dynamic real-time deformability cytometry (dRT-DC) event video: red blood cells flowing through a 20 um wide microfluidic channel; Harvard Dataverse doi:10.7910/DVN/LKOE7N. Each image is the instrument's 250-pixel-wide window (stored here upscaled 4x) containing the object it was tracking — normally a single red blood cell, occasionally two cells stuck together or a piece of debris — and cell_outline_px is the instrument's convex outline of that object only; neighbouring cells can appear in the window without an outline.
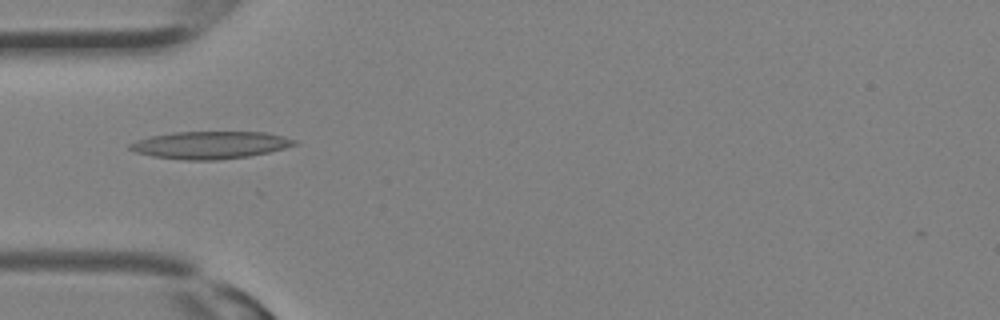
{"species": "Egyptian fruit bat (a non-hibernating species)", "species_latin": "Rousettus aegyptiacus", "temperature_condition": "room temperature", "stored_images_in_passage": 13, "camera_frame_rate_fps": 3000, "um_per_image_px": 0.085, "animal": {"sex": "female"}, "frame": {"image": 1, "passage_image": 4, "time_ms": 1.0, "image_size_px": [1000, 320], "cell_outline_px": [[300, 144], [268, 152], [248, 156], [216, 160], [184, 160], [152, 156], [136, 152], [128, 148], [128, 144], [136, 140], [152, 136], [172, 132], [268, 132], [284, 136], [296, 140]], "centroid_in_image_um": [17.88, 12.32], "position_along_channel_um": 67.1, "area_um2": 26.36}}
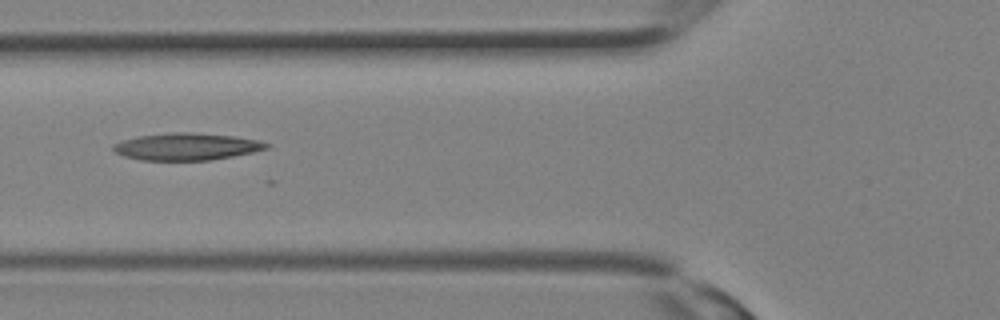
{"frame": {"image": 2, "passage_image": 6, "time_ms": 1.667, "image_size_px": [1000, 320], "cell_outline_px": [[272, 144], [268, 148], [252, 152], [212, 160], [140, 160], [124, 156], [116, 152], [112, 148], [112, 144], [136, 136], [172, 132], [188, 132], [236, 136], [260, 140]], "centroid_in_image_um": [15.88, 12.45], "position_along_channel_um": 109.9, "area_um2": 24.28}}
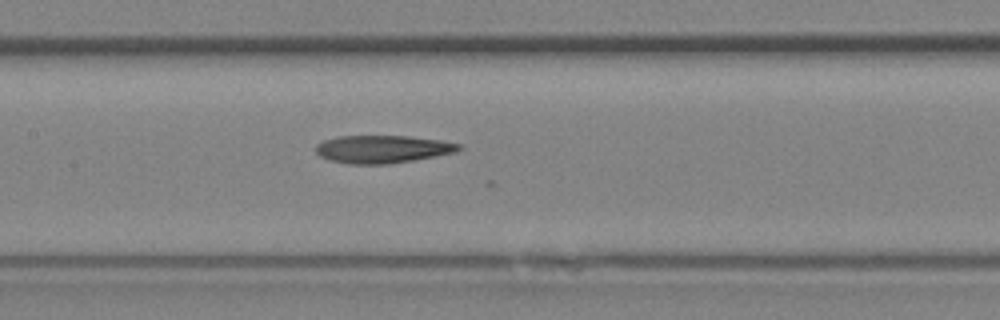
{"frame": {"image": 3, "passage_image": 9, "time_ms": 2.667, "image_size_px": [1000, 320], "cell_outline_px": [[464, 148], [456, 152], [412, 160], [388, 164], [348, 164], [328, 160], [320, 156], [316, 152], [316, 144], [324, 140], [336, 136], [408, 136], [440, 140], [460, 144]], "centroid_in_image_um": [32.49, 12.67], "position_along_channel_um": 174.9, "area_um2": 23.18}}